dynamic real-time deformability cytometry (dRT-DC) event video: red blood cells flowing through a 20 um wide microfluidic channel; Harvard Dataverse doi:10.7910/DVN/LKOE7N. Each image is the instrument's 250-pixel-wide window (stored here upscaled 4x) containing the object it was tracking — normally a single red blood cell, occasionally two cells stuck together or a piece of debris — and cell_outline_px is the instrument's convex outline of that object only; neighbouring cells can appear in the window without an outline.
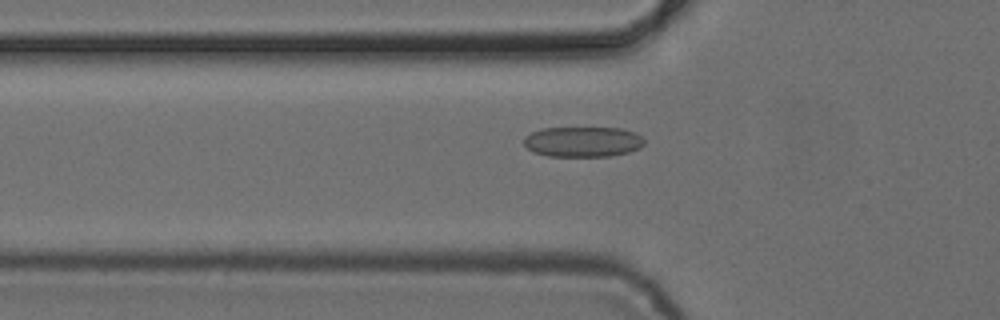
{"species": "common noctule bat (a hibernating species)", "species_latin": "Nyctalus noctula", "temperature_condition": "cold", "stored_images_in_passage": 53, "camera_frame_rate_fps": 3000, "um_per_image_px": 0.085, "animal": {"sex": "female", "body_mass_g": 24.6, "forearm_length_mm": 56.2}, "frame": {"image": 1, "passage_image": 18, "time_ms": 5.667, "image_size_px": [1000, 320], "cell_outline_px": [[644, 144], [640, 148], [628, 152], [612, 156], [548, 156], [532, 152], [524, 144], [524, 136], [540, 128], [620, 128], [636, 132], [644, 140]], "centroid_in_image_um": [49.53, 12.05], "position_along_channel_um": 76.3, "area_um2": 21.39}}
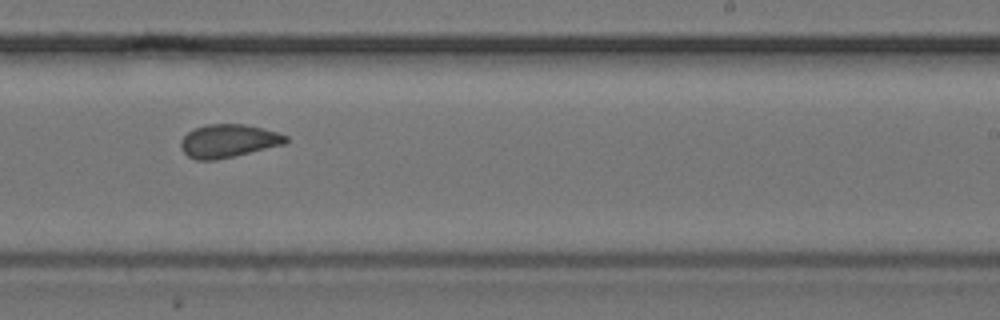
{"frame": {"image": 2, "passage_image": 33, "time_ms": 10.667, "image_size_px": [1000, 320], "cell_outline_px": [[288, 140], [284, 144], [216, 160], [196, 160], [188, 156], [180, 148], [180, 140], [188, 132], [196, 128], [208, 124], [244, 124], [264, 128], [288, 136]], "centroid_in_image_um": [19.39, 11.97], "position_along_channel_um": 269.6, "area_um2": 20.17}}
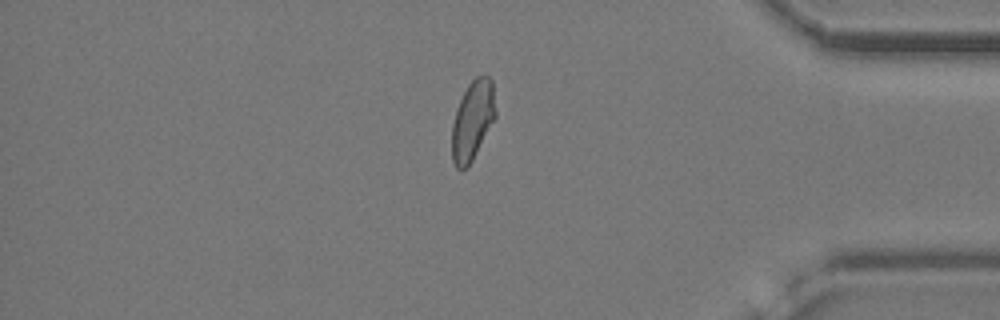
{"frame": {"image": 3, "passage_image": 45, "time_ms": 14.667, "image_size_px": [1000, 320], "cell_outline_px": [[496, 116], [468, 168], [460, 172], [456, 168], [452, 160], [452, 124], [456, 108], [468, 84], [476, 76], [488, 76], [492, 80], [496, 112]], "centroid_in_image_um": [40.15, 10.26], "position_along_channel_um": 395.0, "area_um2": 20.29}, "authors_computed_cell_mechanics": {"area_um2": 20.5768, "velocity_mm_per_s": 3.8517, "shape_relaxation_time_tau1_ms": 4.8944, "shape_relaxation_time_tau2_ms": 1.9045, "deformation_change_tau1": 0.1035, "deformation_change_tau2": 0.0719}}